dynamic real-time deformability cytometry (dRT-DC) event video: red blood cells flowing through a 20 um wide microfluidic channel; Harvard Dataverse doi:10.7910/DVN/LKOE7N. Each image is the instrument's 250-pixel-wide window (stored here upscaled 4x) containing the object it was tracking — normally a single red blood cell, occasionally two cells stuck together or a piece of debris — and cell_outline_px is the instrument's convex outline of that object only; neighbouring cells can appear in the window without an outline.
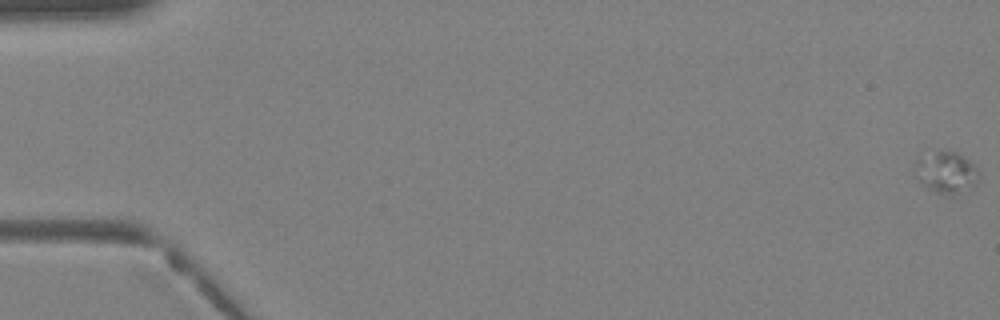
{"species": "Egyptian fruit bat (a non-hibernating species)", "species_latin": "Rousettus aegyptiacus", "temperature_condition": "warm", "stored_images_in_passage": 13, "camera_frame_rate_fps": 3000, "um_per_image_px": 0.085, "animal": {"sex": "female"}, "frame": {"image": 1, "passage_image": 1, "time_ms": 0.0, "image_size_px": [1000, 320], "cell_outline_px": [[976, 184], [968, 192], [952, 196], [944, 196], [928, 188], [916, 176], [916, 160], [936, 152], [956, 152], [968, 160], [976, 168]], "centroid_in_image_um": [80.46, 14.73], "position_along_channel_um": 4.5, "area_um2": 15.09}}
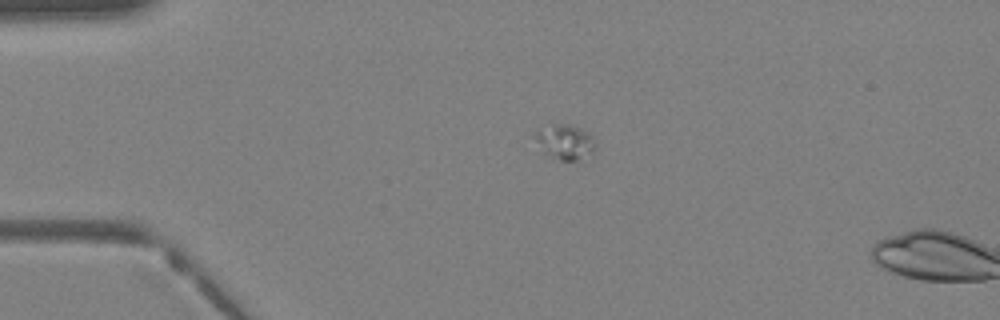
{"frame": {"image": 2, "passage_image": 11, "time_ms": 3.333, "image_size_px": [1000, 320], "cell_outline_px": [[596, 144], [592, 152], [576, 160], [560, 160], [544, 152], [532, 136], [536, 132], [552, 124], [568, 124], [580, 128], [588, 132], [592, 136]], "centroid_in_image_um": [48.02, 12.04], "position_along_channel_um": 37.0, "area_um2": 11.96}}